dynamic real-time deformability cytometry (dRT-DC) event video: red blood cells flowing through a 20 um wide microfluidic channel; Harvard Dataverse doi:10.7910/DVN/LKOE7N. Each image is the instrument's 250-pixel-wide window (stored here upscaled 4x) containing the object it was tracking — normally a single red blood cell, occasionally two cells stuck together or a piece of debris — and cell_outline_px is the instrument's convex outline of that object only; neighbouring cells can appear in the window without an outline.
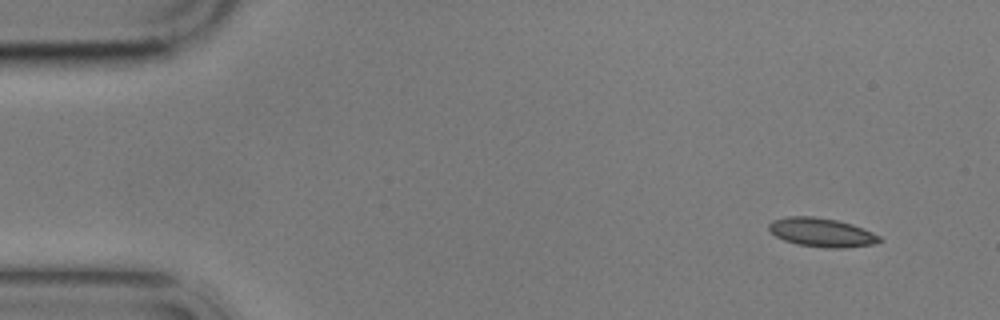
{"species": "common noctule bat (a hibernating species)", "species_latin": "Nyctalus noctula", "temperature_condition": "cold", "stored_images_in_passage": 6, "camera_frame_rate_fps": 3000, "um_per_image_px": 0.085, "animal": {"sex": "male", "body_mass_g": 17.9}, "frame": {"image": 1, "passage_image": 1, "time_ms": 0.0, "image_size_px": [1000, 320], "cell_outline_px": [[884, 240], [872, 244], [844, 248], [824, 248], [796, 244], [784, 240], [776, 236], [768, 228], [768, 224], [772, 220], [788, 216], [812, 216], [836, 220], [852, 224], [872, 232], [880, 236]], "centroid_in_image_um": [69.83, 19.76], "position_along_channel_um": 15.2, "area_um2": 18.61}}
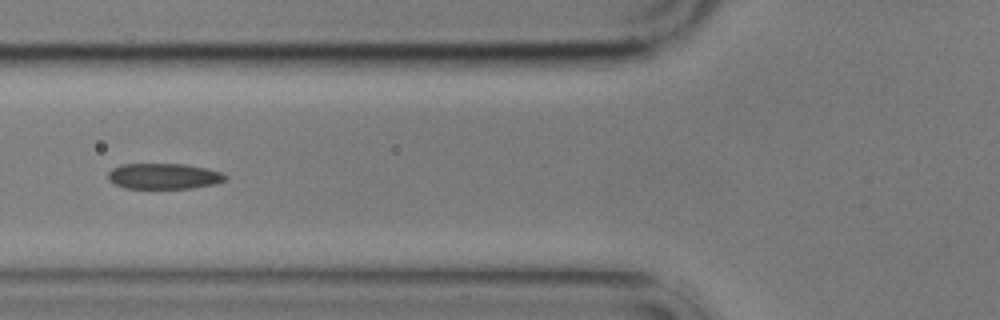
{"frame": {"image": 2, "passage_image": 6, "time_ms": 5.667, "image_size_px": [1000, 320], "cell_outline_px": [[228, 176], [224, 180], [216, 184], [192, 188], [124, 188], [108, 180], [108, 172], [112, 168], [120, 164], [184, 164], [204, 168], [220, 172]], "centroid_in_image_um": [13.89, 14.97], "position_along_channel_um": 111.9, "area_um2": 17.51}}